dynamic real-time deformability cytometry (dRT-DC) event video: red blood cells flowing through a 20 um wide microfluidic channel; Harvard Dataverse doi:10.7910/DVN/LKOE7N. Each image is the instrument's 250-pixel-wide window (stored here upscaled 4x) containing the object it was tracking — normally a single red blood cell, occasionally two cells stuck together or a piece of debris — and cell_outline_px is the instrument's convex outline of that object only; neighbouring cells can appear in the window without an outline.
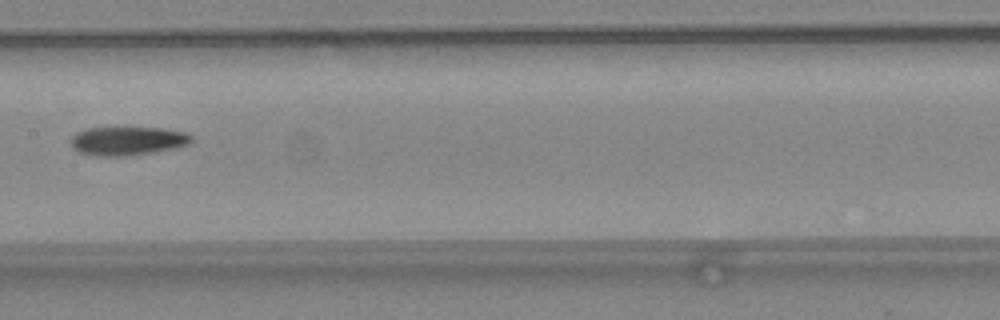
{"species": "common noctule bat (a hibernating species)", "species_latin": "Nyctalus noctula", "temperature_condition": "warm", "stored_images_in_passage": 19, "camera_frame_rate_fps": 3000, "um_per_image_px": 0.085, "animal": {"sex": "female", "body_mass_g": 24.6, "forearm_length_mm": 56.2}, "frame": {"image": 1, "passage_image": 9, "time_ms": 2.667, "image_size_px": [1000, 320], "cell_outline_px": [[192, 140], [188, 144], [176, 148], [156, 152], [124, 156], [96, 156], [80, 152], [72, 148], [72, 136], [76, 132], [88, 128], [116, 124], [124, 124], [160, 128], [188, 132], [192, 136]], "centroid_in_image_um": [10.84, 11.91], "position_along_channel_um": 196.6, "area_um2": 21.33}}
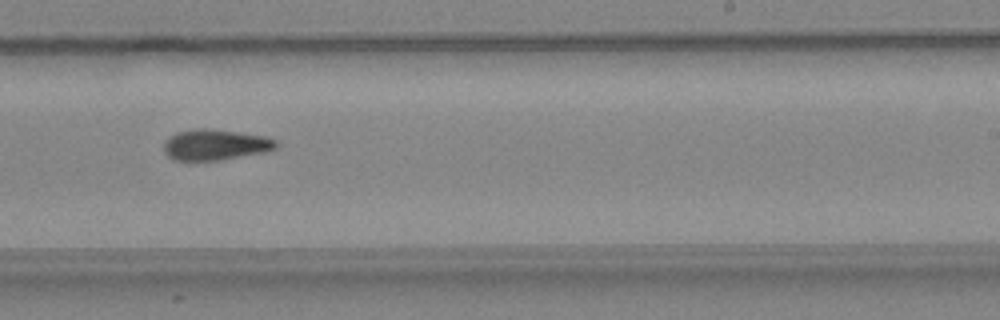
{"frame": {"image": 2, "passage_image": 14, "time_ms": 4.333, "image_size_px": [1000, 320], "cell_outline_px": [[280, 144], [276, 148], [264, 152], [220, 160], [176, 160], [168, 156], [164, 152], [164, 140], [168, 136], [176, 132], [196, 128], [212, 128], [264, 136], [276, 140]], "centroid_in_image_um": [18.28, 12.29], "position_along_channel_um": 270.7, "area_um2": 20.29}}